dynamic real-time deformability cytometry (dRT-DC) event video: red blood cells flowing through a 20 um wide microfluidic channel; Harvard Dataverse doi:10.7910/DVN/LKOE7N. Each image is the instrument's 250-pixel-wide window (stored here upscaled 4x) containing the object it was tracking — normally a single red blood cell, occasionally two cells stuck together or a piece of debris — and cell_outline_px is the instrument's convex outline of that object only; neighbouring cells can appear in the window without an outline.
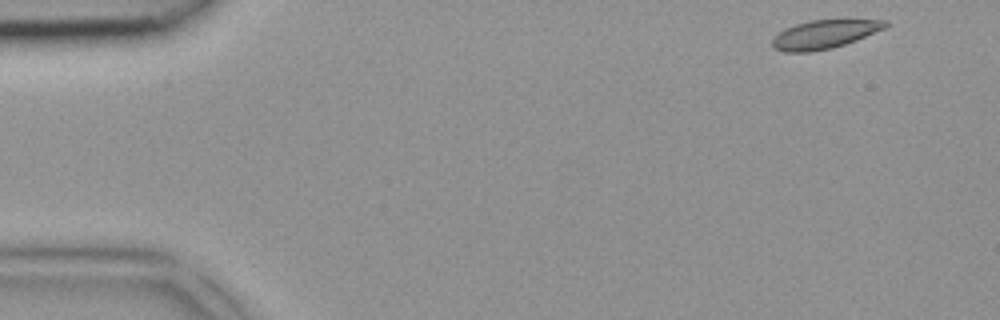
{"species": "common noctule bat (a hibernating species)", "species_latin": "Nyctalus noctula", "temperature_condition": "room temperature", "stored_images_in_passage": 6, "camera_frame_rate_fps": 3000, "um_per_image_px": 0.085, "animal": {"sex": "female", "body_mass_g": 18.4}, "frame": {"image": 1, "passage_image": 1, "time_ms": 0.0, "image_size_px": [1000, 320], "cell_outline_px": [[888, 24], [884, 28], [856, 40], [832, 48], [808, 52], [784, 52], [772, 48], [772, 40], [784, 28], [796, 24], [812, 20], [888, 20]], "centroid_in_image_um": [70.04, 2.92], "position_along_channel_um": 15.0, "area_um2": 18.55}}
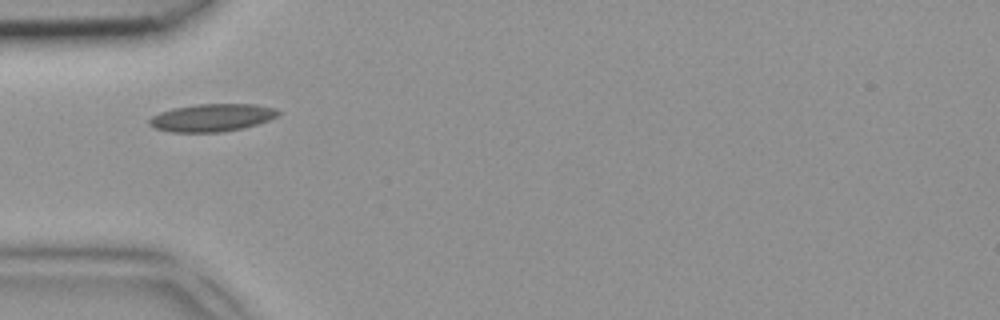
{"frame": {"image": 2, "passage_image": 4, "time_ms": 1.0, "image_size_px": [1000, 320], "cell_outline_px": [[280, 112], [276, 116], [268, 120], [244, 128], [220, 132], [172, 132], [156, 128], [148, 124], [148, 120], [152, 116], [160, 112], [172, 108], [196, 104], [256, 104], [276, 108]], "centroid_in_image_um": [18.0, 9.99], "position_along_channel_um": 67.0, "area_um2": 20.75}}